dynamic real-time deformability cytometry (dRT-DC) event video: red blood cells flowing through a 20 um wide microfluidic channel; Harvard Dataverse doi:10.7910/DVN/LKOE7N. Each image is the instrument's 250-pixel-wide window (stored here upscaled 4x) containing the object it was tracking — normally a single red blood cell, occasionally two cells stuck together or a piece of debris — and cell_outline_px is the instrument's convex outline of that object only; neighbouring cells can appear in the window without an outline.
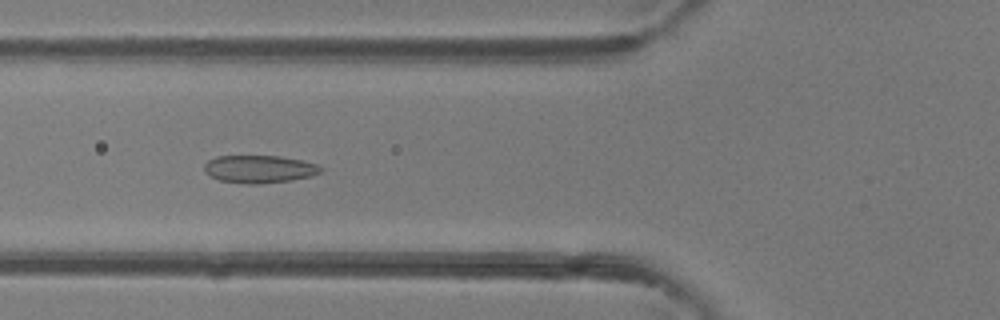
{"species": "common noctule bat (a hibernating species)", "species_latin": "Nyctalus noctula", "temperature_condition": "room temperature", "stored_images_in_passage": 47, "camera_frame_rate_fps": 3000, "um_per_image_px": 0.085, "animal": {"sex": "female"}, "frame": {"image": 1, "passage_image": 17, "time_ms": 5.333, "image_size_px": [1000, 320], "cell_outline_px": [[324, 168], [320, 172], [312, 176], [292, 180], [260, 184], [248, 184], [220, 180], [204, 172], [204, 164], [208, 160], [216, 156], [280, 156], [320, 164]], "centroid_in_image_um": [22.07, 14.37], "position_along_channel_um": 103.7, "area_um2": 18.9}}
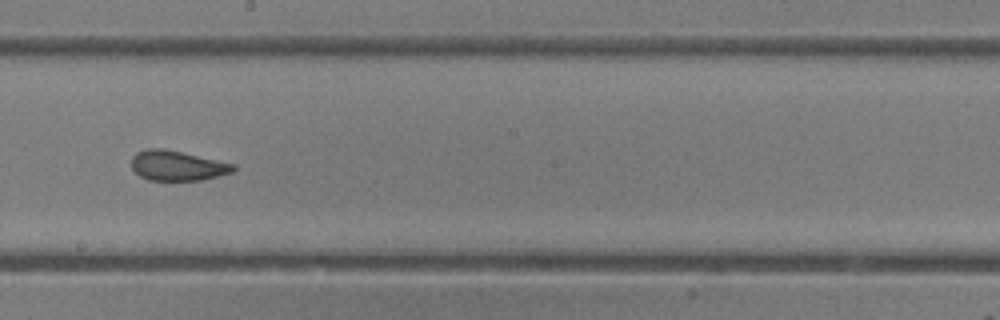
{"frame": {"image": 2, "passage_image": 26, "time_ms": 8.333, "image_size_px": [1000, 320], "cell_outline_px": [[236, 168], [232, 172], [200, 180], [148, 180], [140, 176], [132, 168], [132, 156], [136, 152], [148, 148], [164, 148], [236, 164]], "centroid_in_image_um": [15.06, 14.07], "position_along_channel_um": 233.1, "area_um2": 17.74}}
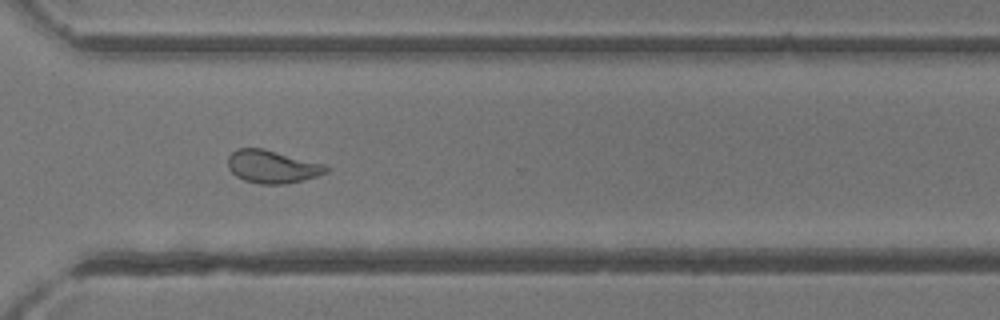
{"frame": {"image": 3, "passage_image": 34, "time_ms": 11.0, "image_size_px": [1000, 320], "cell_outline_px": [[328, 172], [304, 180], [284, 184], [260, 184], [244, 180], [236, 176], [228, 168], [228, 156], [236, 148], [264, 148], [324, 164], [328, 168]], "centroid_in_image_um": [23.12, 14.16], "position_along_channel_um": 347.5, "area_um2": 18.84}, "authors_computed_cell_mechanics": {"area_um2": 19.7676, "velocity_mm_per_s": 4.3016, "shape_relaxation_time_tau1_ms": null, "shape_relaxation_time_tau2_ms": 1.2856, "deformation_change_tau1": null, "deformation_change_tau2": 0.0798}}